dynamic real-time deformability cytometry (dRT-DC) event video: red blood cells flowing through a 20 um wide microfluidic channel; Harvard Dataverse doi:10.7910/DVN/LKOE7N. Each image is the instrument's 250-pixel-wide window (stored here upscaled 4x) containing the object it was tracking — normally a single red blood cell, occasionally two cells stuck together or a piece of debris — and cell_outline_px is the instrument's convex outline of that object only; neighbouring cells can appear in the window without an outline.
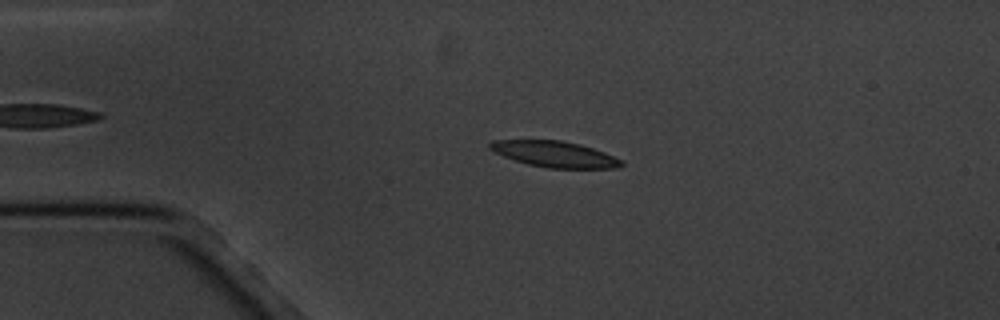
{"species": "common noctule bat (a hibernating species)", "species_latin": "Nyctalus noctula", "temperature_condition": "cold", "stored_images_in_passage": 4, "camera_frame_rate_fps": 3000, "um_per_image_px": 0.085, "animal": {"sex": "male", "body_mass_g": 20.1, "forearm_length_mm": 53.5}, "frame": {"image": 1, "passage_image": 4, "time_ms": 3.333, "image_size_px": [1000, 320], "cell_outline_px": [[624, 164], [616, 168], [548, 168], [528, 164], [492, 152], [488, 148], [488, 144], [492, 140], [560, 140], [580, 144], [604, 152], [624, 160]], "centroid_in_image_um": [47.14, 13.1], "position_along_channel_um": 37.9, "area_um2": 19.94}}